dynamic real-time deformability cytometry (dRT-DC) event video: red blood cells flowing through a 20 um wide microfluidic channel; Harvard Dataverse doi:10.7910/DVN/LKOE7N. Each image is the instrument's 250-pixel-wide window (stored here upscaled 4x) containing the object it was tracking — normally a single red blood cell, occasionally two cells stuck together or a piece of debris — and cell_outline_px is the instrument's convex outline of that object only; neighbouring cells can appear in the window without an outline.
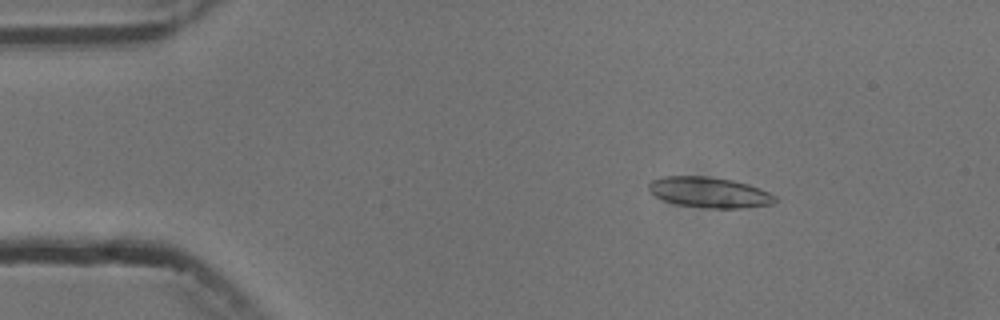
{"species": "common noctule bat (a hibernating species)", "species_latin": "Nyctalus noctula", "temperature_condition": "cold", "stored_images_in_passage": 5, "camera_frame_rate_fps": 3000, "um_per_image_px": 0.085, "animal": {"sex": "male", "body_mass_g": 13.3}, "frame": {"image": 1, "passage_image": 3, "time_ms": 2.333, "image_size_px": [1000, 320], "cell_outline_px": [[776, 200], [772, 204], [744, 208], [712, 208], [676, 204], [664, 200], [648, 192], [648, 184], [652, 180], [664, 176], [708, 176], [732, 180], [748, 184], [768, 192], [776, 196]], "centroid_in_image_um": [60.27, 16.35], "position_along_channel_um": 24.7, "area_um2": 22.43}}